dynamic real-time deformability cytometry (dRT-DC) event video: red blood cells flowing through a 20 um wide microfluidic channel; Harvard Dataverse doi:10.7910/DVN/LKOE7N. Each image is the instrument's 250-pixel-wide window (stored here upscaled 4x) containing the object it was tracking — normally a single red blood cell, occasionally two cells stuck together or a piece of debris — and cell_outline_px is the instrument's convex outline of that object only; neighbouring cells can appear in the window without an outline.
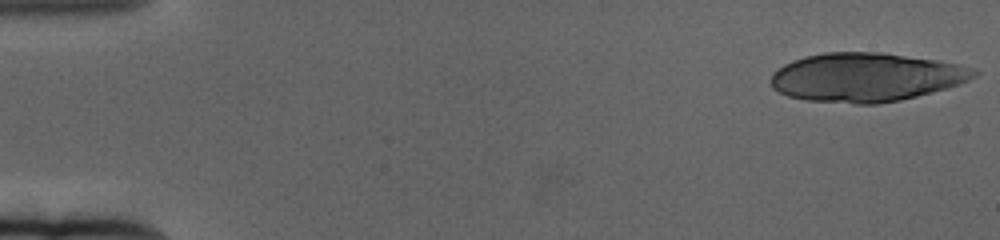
{"species": "human", "species_latin": "Homo sapiens", "temperature_condition": "cold", "stored_images_in_passage": 20, "camera_frame_rate_fps": 3000, "um_per_image_px": 0.085, "donor": {"sex": "female"}, "frame": {"image": 1, "passage_image": 1, "time_ms": 0.0, "image_size_px": [1000, 240], "cell_outline_px": [[980, 72], [976, 76], [960, 84], [932, 92], [900, 100], [880, 104], [856, 104], [804, 100], [788, 96], [772, 88], [772, 72], [784, 64], [792, 60], [804, 56], [824, 52], [880, 52], [940, 60], [960, 64], [976, 68]], "centroid_in_image_um": [73.63, 6.56], "position_along_channel_um": 11.4, "area_um2": 58.2}}